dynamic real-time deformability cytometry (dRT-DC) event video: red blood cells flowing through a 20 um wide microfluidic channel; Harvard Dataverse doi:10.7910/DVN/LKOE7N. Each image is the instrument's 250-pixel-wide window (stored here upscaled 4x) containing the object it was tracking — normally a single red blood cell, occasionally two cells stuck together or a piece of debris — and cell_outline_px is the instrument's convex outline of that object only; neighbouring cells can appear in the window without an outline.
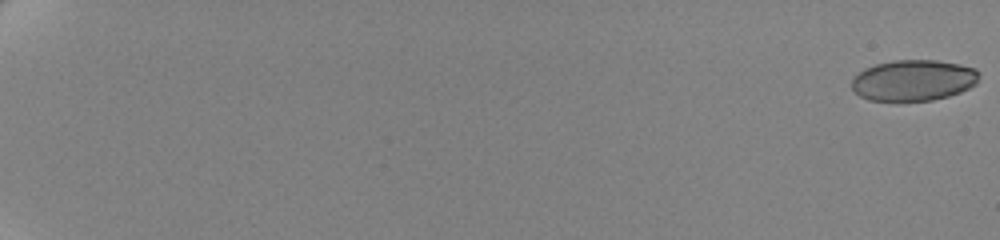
{"species": "human", "species_latin": "Homo sapiens", "temperature_condition": "cold", "stored_images_in_passage": 62, "camera_frame_rate_fps": 3000, "um_per_image_px": 0.085, "donor": {"sex": "female"}, "frame": {"image": 1, "passage_image": 1, "time_ms": 0.0, "image_size_px": [1000, 240], "cell_outline_px": [[980, 72], [976, 84], [960, 92], [948, 96], [932, 100], [868, 100], [860, 96], [852, 88], [852, 80], [864, 68], [876, 64], [896, 60], [936, 60], [976, 68]], "centroid_in_image_um": [77.66, 6.82], "position_along_channel_um": 7.3, "area_um2": 30.17}}
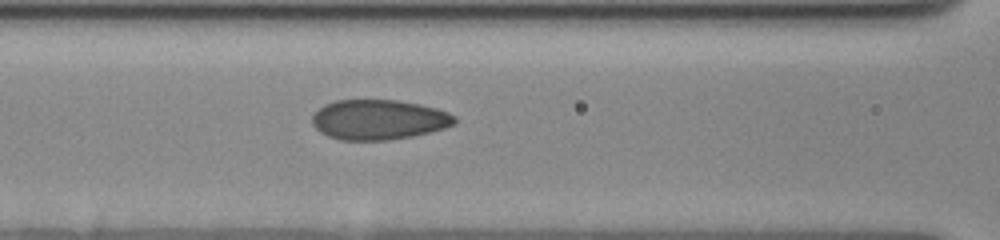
{"frame": {"image": 2, "passage_image": 32, "time_ms": 10.333, "image_size_px": [1000, 240], "cell_outline_px": [[456, 124], [444, 128], [412, 136], [388, 140], [340, 140], [328, 136], [320, 132], [312, 124], [312, 116], [324, 104], [336, 100], [396, 100], [420, 104], [436, 108], [448, 112], [456, 116]], "centroid_in_image_um": [32.19, 10.17], "position_along_channel_um": 134.4, "area_um2": 33.23}}
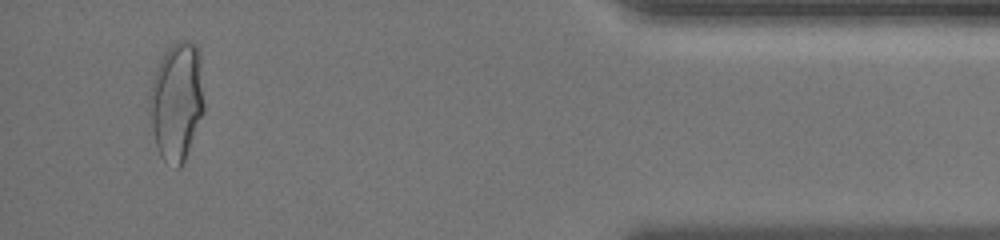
{"frame": {"image": 3, "passage_image": 60, "time_ms": 19.667, "image_size_px": [1000, 240], "cell_outline_px": [[204, 112], [184, 160], [180, 168], [176, 168], [164, 160], [160, 156], [156, 144], [152, 128], [148, 104], [148, 96], [152, 76], [160, 60], [168, 48], [176, 40], [184, 40], [196, 44], [200, 48], [204, 104]], "centroid_in_image_um": [15.02, 8.57], "position_along_channel_um": 420.2, "area_um2": 38.09}, "authors_computed_cell_mechanics": {"area_um2": 32.8304, "velocity_mm_per_s": 3.5098, "shape_relaxation_time_tau1_ms": 10.3898, "shape_relaxation_time_tau2_ms": 0.7774, "deformation_change_tau1": 0.2065, "deformation_change_tau2": 0.0401}}